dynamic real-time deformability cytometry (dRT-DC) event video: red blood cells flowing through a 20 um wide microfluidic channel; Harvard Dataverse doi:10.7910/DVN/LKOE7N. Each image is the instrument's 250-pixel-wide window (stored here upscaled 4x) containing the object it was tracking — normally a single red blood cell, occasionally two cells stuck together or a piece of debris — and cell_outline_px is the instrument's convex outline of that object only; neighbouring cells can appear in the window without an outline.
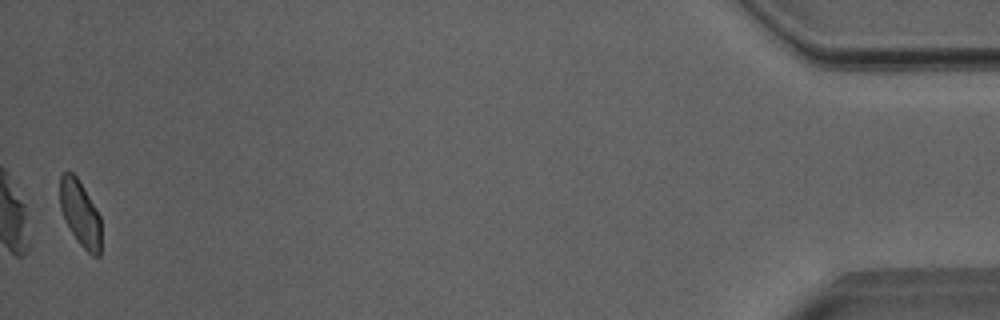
{"species": "Egyptian fruit bat (a non-hibernating species)", "species_latin": "Rousettus aegyptiacus", "temperature_condition": "room temperature", "stored_images_in_passage": 38, "camera_frame_rate_fps": 3000, "um_per_image_px": 0.085, "animal": {"sex": "male"}, "frame": {"image": 1, "passage_image": 38, "time_ms": 12.333, "image_size_px": [1000, 320], "cell_outline_px": [[100, 256], [92, 256], [80, 244], [72, 232], [60, 208], [60, 172], [72, 172], [76, 176], [100, 216]], "centroid_in_image_um": [6.81, 18.13], "position_along_channel_um": 428.4, "area_um2": 15.37}, "authors_computed_cell_mechanics": {"area_um2": 16.9065, "velocity_mm_per_s": 4.0088, "shape_relaxation_time_tau1_ms": 4.3859, "shape_relaxation_time_tau2_ms": 1.8775, "deformation_change_tau1": 0.1083, "deformation_change_tau2": 0.0768}}